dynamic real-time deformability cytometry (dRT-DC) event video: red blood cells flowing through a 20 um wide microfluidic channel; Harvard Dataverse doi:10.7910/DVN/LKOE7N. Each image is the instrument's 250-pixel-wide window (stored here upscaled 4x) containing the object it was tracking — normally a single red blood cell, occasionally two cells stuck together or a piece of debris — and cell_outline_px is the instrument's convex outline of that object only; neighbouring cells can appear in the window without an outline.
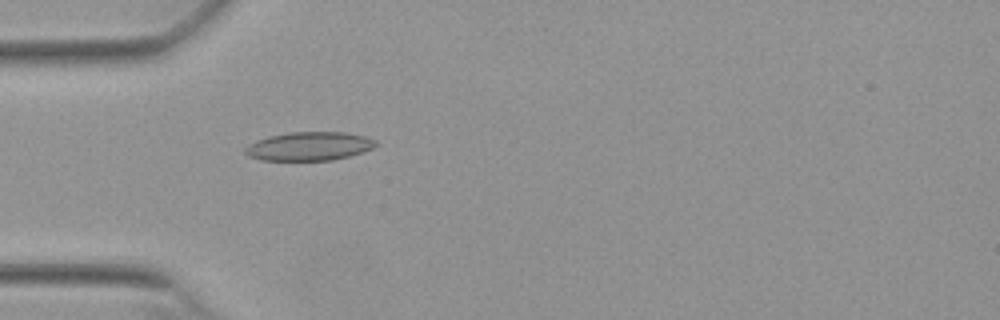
{"species": "Egyptian fruit bat (a non-hibernating species)", "species_latin": "Rousettus aegyptiacus", "temperature_condition": "warm", "stored_images_in_passage": 47, "camera_frame_rate_fps": 3000, "um_per_image_px": 0.085, "animal": {"sex": "female"}, "frame": {"image": 1, "passage_image": 10, "time_ms": 3.0, "image_size_px": [1000, 320], "cell_outline_px": [[380, 144], [372, 148], [348, 156], [332, 160], [260, 160], [248, 156], [244, 152], [244, 148], [248, 144], [256, 140], [268, 136], [292, 132], [344, 132], [364, 136], [376, 140]], "centroid_in_image_um": [26.25, 12.43], "position_along_channel_um": 58.7, "area_um2": 21.79}}
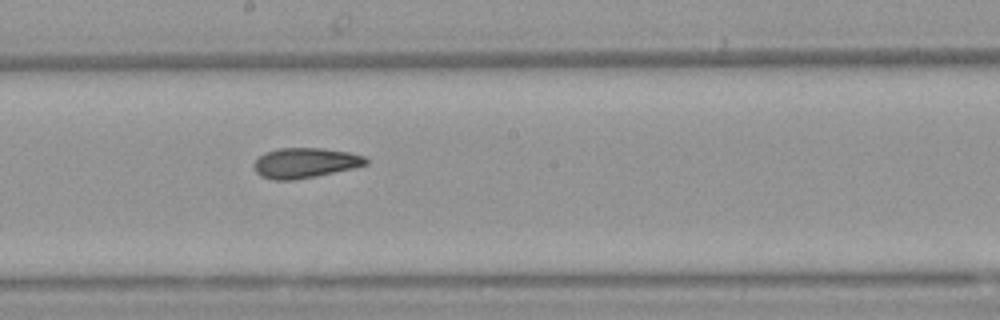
{"frame": {"image": 2, "passage_image": 23, "time_ms": 7.333, "image_size_px": [1000, 320], "cell_outline_px": [[368, 164], [356, 168], [316, 176], [292, 180], [272, 180], [260, 176], [256, 172], [252, 164], [264, 152], [276, 148], [324, 148], [348, 152], [364, 156], [368, 160]], "centroid_in_image_um": [25.92, 13.84], "position_along_channel_um": 222.3, "area_um2": 19.88}}
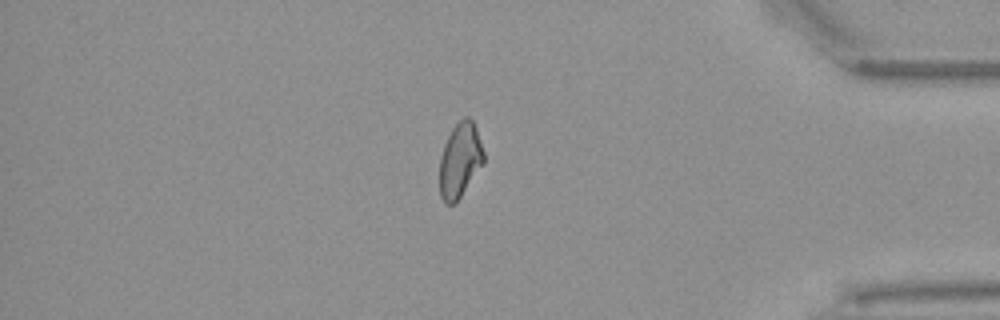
{"frame": {"image": 3, "passage_image": 39, "time_ms": 12.667, "image_size_px": [1000, 320], "cell_outline_px": [[484, 164], [456, 204], [444, 204], [440, 196], [440, 156], [444, 144], [452, 128], [464, 116], [468, 116], [472, 120], [476, 128], [484, 152]], "centroid_in_image_um": [39.1, 13.65], "position_along_channel_um": 396.1, "area_um2": 19.48}, "authors_computed_cell_mechanics": {"area_um2": 19.8832, "velocity_mm_per_s": 3.8561, "shape_relaxation_time_tau1_ms": null, "shape_relaxation_time_tau2_ms": 2.6301, "deformation_change_tau1": null, "deformation_change_tau2": 0.0777}}